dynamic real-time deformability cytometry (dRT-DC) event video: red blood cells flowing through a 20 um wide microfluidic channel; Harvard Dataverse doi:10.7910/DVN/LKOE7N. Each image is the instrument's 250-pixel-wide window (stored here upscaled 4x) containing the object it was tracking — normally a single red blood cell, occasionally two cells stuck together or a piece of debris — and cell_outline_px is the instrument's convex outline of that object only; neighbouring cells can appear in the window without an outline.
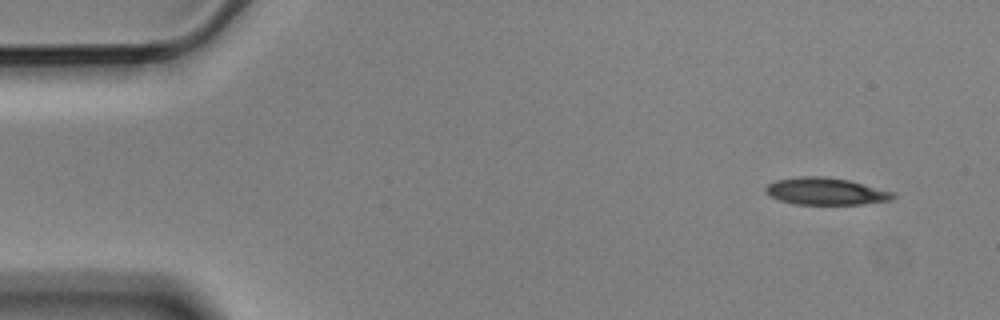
{"species": "Egyptian fruit bat (a non-hibernating species)", "species_latin": "Rousettus aegyptiacus", "temperature_condition": "cold", "stored_images_in_passage": 5, "camera_frame_rate_fps": 3000, "um_per_image_px": 0.085, "animal": {"sex": "male"}, "frame": {"image": 1, "passage_image": 1, "time_ms": 0.0, "image_size_px": [1000, 320], "cell_outline_px": [[896, 196], [892, 200], [860, 204], [792, 204], [768, 196], [764, 192], [764, 188], [768, 184], [776, 180], [800, 176], [820, 176], [848, 180], [896, 192]], "centroid_in_image_um": [70.17, 16.26], "position_along_channel_um": 14.8, "area_um2": 20.23}}